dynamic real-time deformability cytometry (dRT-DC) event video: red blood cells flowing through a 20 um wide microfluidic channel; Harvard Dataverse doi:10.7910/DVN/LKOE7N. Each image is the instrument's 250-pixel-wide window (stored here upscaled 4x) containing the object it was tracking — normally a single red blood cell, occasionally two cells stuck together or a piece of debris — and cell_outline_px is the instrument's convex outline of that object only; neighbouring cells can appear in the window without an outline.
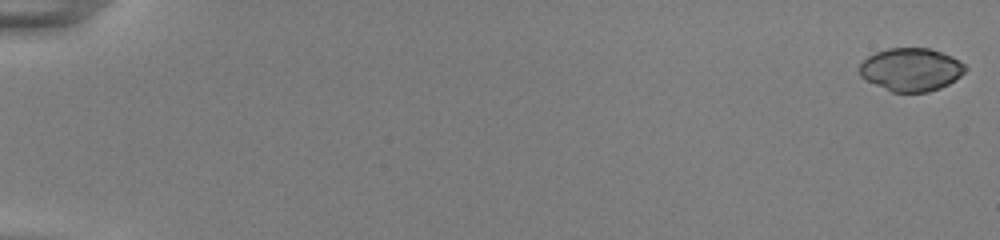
{"species": "common noctule bat (a hibernating species)", "species_latin": "Nyctalus noctula", "temperature_condition": "room temperature", "stored_images_in_passage": 13, "camera_frame_rate_fps": 3000, "um_per_image_px": 0.085, "animal": {"sex": "female", "body_mass_g": 22.0, "forearm_length_mm": 56.7}, "frame": {"image": 1, "passage_image": 1, "time_ms": 0.0, "image_size_px": [1000, 240], "cell_outline_px": [[968, 68], [956, 80], [940, 88], [928, 92], [892, 92], [864, 80], [860, 76], [860, 64], [868, 56], [876, 52], [888, 48], [928, 48], [952, 56], [964, 64]], "centroid_in_image_um": [77.43, 5.92], "position_along_channel_um": 7.6, "area_um2": 26.59}}